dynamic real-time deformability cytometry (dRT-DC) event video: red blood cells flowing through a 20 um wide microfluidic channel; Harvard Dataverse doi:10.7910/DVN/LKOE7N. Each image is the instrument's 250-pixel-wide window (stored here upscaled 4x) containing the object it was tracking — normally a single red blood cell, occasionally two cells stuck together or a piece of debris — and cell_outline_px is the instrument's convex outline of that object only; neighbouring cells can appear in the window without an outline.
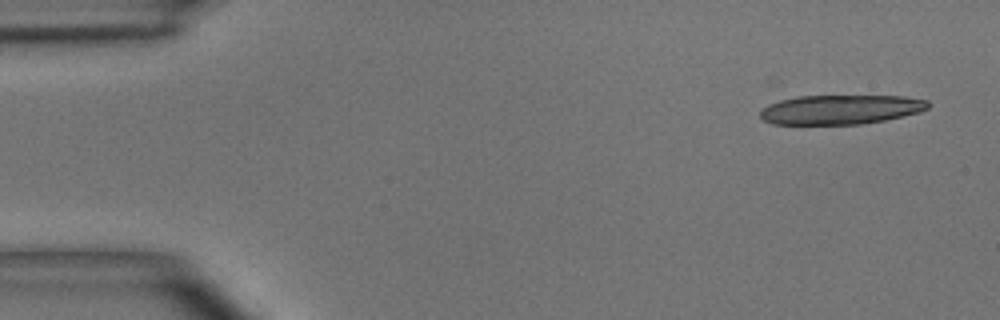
{"species": "common noctule bat (a hibernating species)", "species_latin": "Nyctalus noctula", "temperature_condition": "room temperature", "stored_images_in_passage": 5, "camera_frame_rate_fps": 3000, "um_per_image_px": 0.085, "animal": {"sex": "male", "body_mass_g": 15.6}, "frame": {"image": 1, "passage_image": 1, "time_ms": 0.0, "image_size_px": [1000, 320], "cell_outline_px": [[928, 108], [920, 112], [884, 120], [860, 124], [772, 124], [764, 120], [760, 116], [760, 112], [768, 104], [780, 100], [800, 96], [904, 96], [928, 100]], "centroid_in_image_um": [71.45, 9.31], "position_along_channel_um": 13.5, "area_um2": 28.61}}